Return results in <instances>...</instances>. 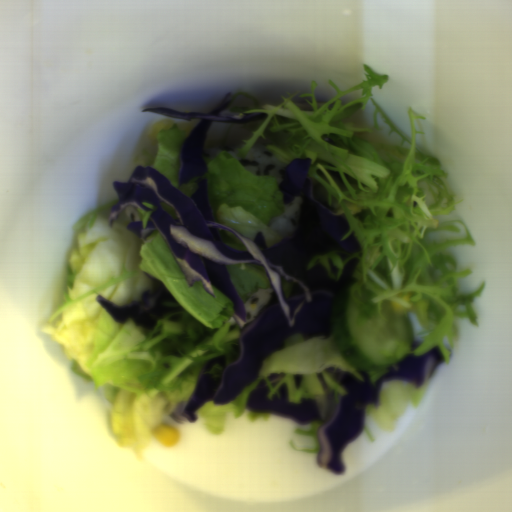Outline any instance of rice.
Instances as JSON below:
<instances>
[{"label": "rice", "instance_id": "obj_1", "mask_svg": "<svg viewBox=\"0 0 512 512\" xmlns=\"http://www.w3.org/2000/svg\"><path fill=\"white\" fill-rule=\"evenodd\" d=\"M204 150L205 153L210 155L211 159L221 151H228L246 170L261 177L281 178L286 167V163L281 156L268 149L266 144L263 143H256L245 156L235 154L233 148L228 146L204 147Z\"/></svg>", "mask_w": 512, "mask_h": 512}, {"label": "rice", "instance_id": "obj_2", "mask_svg": "<svg viewBox=\"0 0 512 512\" xmlns=\"http://www.w3.org/2000/svg\"><path fill=\"white\" fill-rule=\"evenodd\" d=\"M302 208V197L298 195L287 205H283L281 215L272 219L267 225L282 239H293L298 229Z\"/></svg>", "mask_w": 512, "mask_h": 512}]
</instances>
